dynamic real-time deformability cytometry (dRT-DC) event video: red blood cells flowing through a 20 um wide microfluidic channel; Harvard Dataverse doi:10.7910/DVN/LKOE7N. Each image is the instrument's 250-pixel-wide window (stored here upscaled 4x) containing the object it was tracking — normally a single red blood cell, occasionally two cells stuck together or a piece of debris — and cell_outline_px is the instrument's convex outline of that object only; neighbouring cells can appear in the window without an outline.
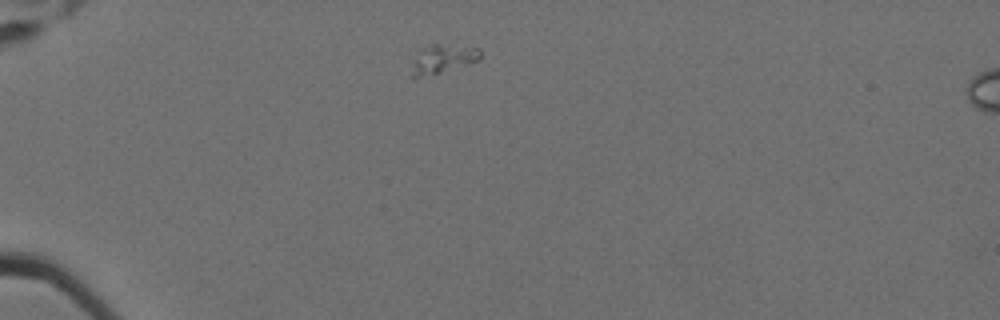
{"species": "Egyptian fruit bat (a non-hibernating species)", "species_latin": "Rousettus aegyptiacus", "temperature_condition": "cold", "stored_images_in_passage": 29, "camera_frame_rate_fps": 3000, "um_per_image_px": 0.085, "animal": {"sex": "female"}, "frame": {"image": 1, "passage_image": 1, "time_ms": 0.0, "image_size_px": [1000, 320], "cell_outline_px": [[480, 60], [440, 72], [412, 80], [412, 64], [416, 48], [432, 44], [440, 44], [480, 48]], "centroid_in_image_um": [37.54, 4.99], "position_along_channel_um": 47.5, "area_um2": 11.68}}
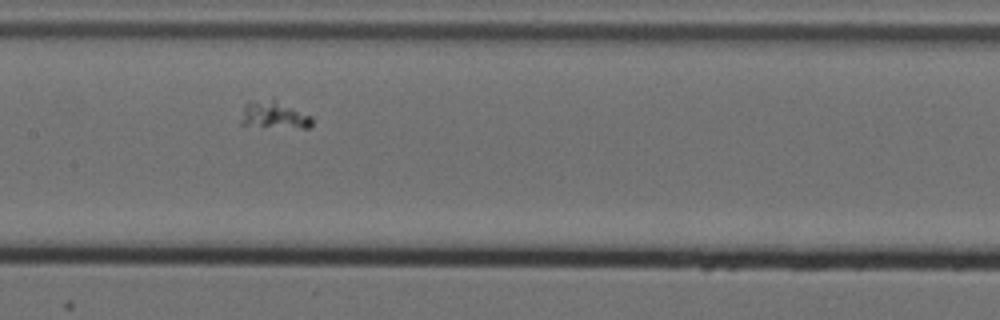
{"frame": {"image": 2, "passage_image": 16, "time_ms": 5.0, "image_size_px": [1000, 320], "cell_outline_px": [[312, 124], [308, 128], [264, 128], [240, 124], [240, 120], [244, 104], [248, 100], [272, 96], [312, 116]], "centroid_in_image_um": [23.26, 9.74], "position_along_channel_um": 184.1, "area_um2": 12.37}}
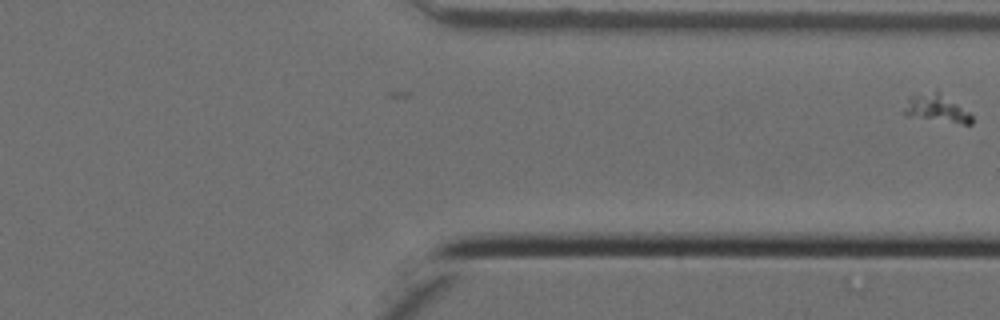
{"frame": {"image": 3, "passage_image": 29, "time_ms": 9.333, "image_size_px": [1000, 320], "cell_outline_px": [[972, 124], [964, 124], [904, 116], [900, 112], [908, 96], [936, 92], [940, 92], [968, 112], [972, 116]], "centroid_in_image_um": [79.51, 9.24], "position_along_channel_um": 331.9, "area_um2": 10.87}}